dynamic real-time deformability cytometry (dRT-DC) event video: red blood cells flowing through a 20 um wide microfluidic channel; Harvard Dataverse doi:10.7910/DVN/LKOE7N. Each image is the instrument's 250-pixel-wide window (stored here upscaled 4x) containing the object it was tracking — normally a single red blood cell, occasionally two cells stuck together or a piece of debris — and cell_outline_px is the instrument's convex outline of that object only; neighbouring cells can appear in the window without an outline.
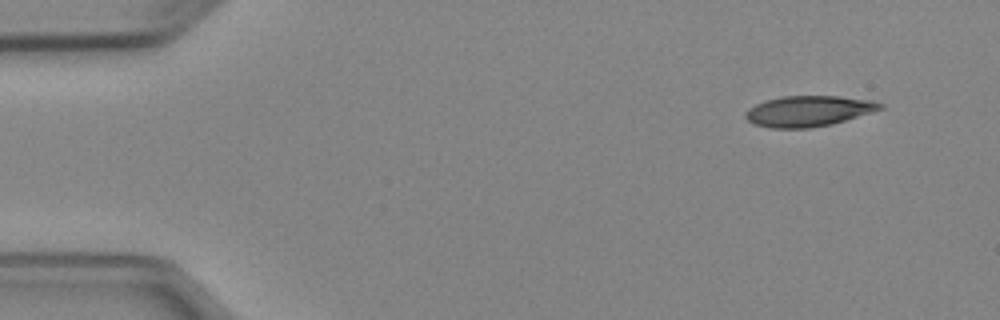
{"species": "Egyptian fruit bat (a non-hibernating species)", "species_latin": "Rousettus aegyptiacus", "temperature_condition": "cold", "stored_images_in_passage": 4, "camera_frame_rate_fps": 3000, "um_per_image_px": 0.085, "animal": {"sex": "female"}, "frame": {"image": 1, "passage_image": 1, "time_ms": 0.0, "image_size_px": [1000, 320], "cell_outline_px": [[884, 108], [872, 112], [832, 124], [808, 128], [772, 128], [752, 124], [744, 116], [744, 112], [748, 108], [764, 100], [780, 96], [840, 96], [872, 100], [884, 104]], "centroid_in_image_um": [68.7, 9.43], "position_along_channel_um": 16.3, "area_um2": 24.28}}